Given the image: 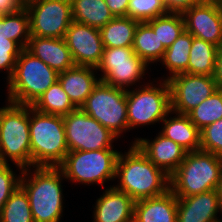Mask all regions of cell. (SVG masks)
Returning a JSON list of instances; mask_svg holds the SVG:
<instances>
[{
    "instance_id": "obj_1",
    "label": "cell",
    "mask_w": 222,
    "mask_h": 222,
    "mask_svg": "<svg viewBox=\"0 0 222 222\" xmlns=\"http://www.w3.org/2000/svg\"><path fill=\"white\" fill-rule=\"evenodd\" d=\"M169 177L132 144L127 153L119 154L115 175L119 184L114 187L137 201L164 194L170 189Z\"/></svg>"
},
{
    "instance_id": "obj_2",
    "label": "cell",
    "mask_w": 222,
    "mask_h": 222,
    "mask_svg": "<svg viewBox=\"0 0 222 222\" xmlns=\"http://www.w3.org/2000/svg\"><path fill=\"white\" fill-rule=\"evenodd\" d=\"M23 169L20 186L25 190L34 222H60L63 213L64 174L59 167ZM31 174V175H30ZM29 175V176H28ZM28 176V177H27Z\"/></svg>"
},
{
    "instance_id": "obj_3",
    "label": "cell",
    "mask_w": 222,
    "mask_h": 222,
    "mask_svg": "<svg viewBox=\"0 0 222 222\" xmlns=\"http://www.w3.org/2000/svg\"><path fill=\"white\" fill-rule=\"evenodd\" d=\"M32 167H58L68 150L63 116L44 114L29 105Z\"/></svg>"
},
{
    "instance_id": "obj_4",
    "label": "cell",
    "mask_w": 222,
    "mask_h": 222,
    "mask_svg": "<svg viewBox=\"0 0 222 222\" xmlns=\"http://www.w3.org/2000/svg\"><path fill=\"white\" fill-rule=\"evenodd\" d=\"M222 171V157L197 150L187 152L170 175V190L176 197H188L216 189Z\"/></svg>"
},
{
    "instance_id": "obj_5",
    "label": "cell",
    "mask_w": 222,
    "mask_h": 222,
    "mask_svg": "<svg viewBox=\"0 0 222 222\" xmlns=\"http://www.w3.org/2000/svg\"><path fill=\"white\" fill-rule=\"evenodd\" d=\"M8 160L21 172L32 166L29 105L9 101L0 108V163L8 164Z\"/></svg>"
},
{
    "instance_id": "obj_6",
    "label": "cell",
    "mask_w": 222,
    "mask_h": 222,
    "mask_svg": "<svg viewBox=\"0 0 222 222\" xmlns=\"http://www.w3.org/2000/svg\"><path fill=\"white\" fill-rule=\"evenodd\" d=\"M58 76L57 71L25 48L17 58L13 74L7 81V101L32 106L49 87L58 81Z\"/></svg>"
},
{
    "instance_id": "obj_7",
    "label": "cell",
    "mask_w": 222,
    "mask_h": 222,
    "mask_svg": "<svg viewBox=\"0 0 222 222\" xmlns=\"http://www.w3.org/2000/svg\"><path fill=\"white\" fill-rule=\"evenodd\" d=\"M120 152L113 149L69 151L58 166L64 179L82 184H101L113 180Z\"/></svg>"
},
{
    "instance_id": "obj_8",
    "label": "cell",
    "mask_w": 222,
    "mask_h": 222,
    "mask_svg": "<svg viewBox=\"0 0 222 222\" xmlns=\"http://www.w3.org/2000/svg\"><path fill=\"white\" fill-rule=\"evenodd\" d=\"M80 108L106 127L117 139L122 132L129 130L125 89L99 81Z\"/></svg>"
},
{
    "instance_id": "obj_9",
    "label": "cell",
    "mask_w": 222,
    "mask_h": 222,
    "mask_svg": "<svg viewBox=\"0 0 222 222\" xmlns=\"http://www.w3.org/2000/svg\"><path fill=\"white\" fill-rule=\"evenodd\" d=\"M126 103L129 130L161 122L171 111L169 83L163 79L158 87L154 83H147L137 90L127 89Z\"/></svg>"
},
{
    "instance_id": "obj_10",
    "label": "cell",
    "mask_w": 222,
    "mask_h": 222,
    "mask_svg": "<svg viewBox=\"0 0 222 222\" xmlns=\"http://www.w3.org/2000/svg\"><path fill=\"white\" fill-rule=\"evenodd\" d=\"M69 151L113 149L117 137L81 108L63 116Z\"/></svg>"
},
{
    "instance_id": "obj_11",
    "label": "cell",
    "mask_w": 222,
    "mask_h": 222,
    "mask_svg": "<svg viewBox=\"0 0 222 222\" xmlns=\"http://www.w3.org/2000/svg\"><path fill=\"white\" fill-rule=\"evenodd\" d=\"M148 65L132 47H104L102 59L96 70L102 71L100 81L127 90L143 79Z\"/></svg>"
},
{
    "instance_id": "obj_12",
    "label": "cell",
    "mask_w": 222,
    "mask_h": 222,
    "mask_svg": "<svg viewBox=\"0 0 222 222\" xmlns=\"http://www.w3.org/2000/svg\"><path fill=\"white\" fill-rule=\"evenodd\" d=\"M27 11L31 36L64 38L73 22L70 0H39Z\"/></svg>"
},
{
    "instance_id": "obj_13",
    "label": "cell",
    "mask_w": 222,
    "mask_h": 222,
    "mask_svg": "<svg viewBox=\"0 0 222 222\" xmlns=\"http://www.w3.org/2000/svg\"><path fill=\"white\" fill-rule=\"evenodd\" d=\"M167 81L170 87L171 111L179 114L187 115L218 89L214 76L181 73Z\"/></svg>"
},
{
    "instance_id": "obj_14",
    "label": "cell",
    "mask_w": 222,
    "mask_h": 222,
    "mask_svg": "<svg viewBox=\"0 0 222 222\" xmlns=\"http://www.w3.org/2000/svg\"><path fill=\"white\" fill-rule=\"evenodd\" d=\"M64 40L76 66L97 68L104 52L100 29L73 21Z\"/></svg>"
},
{
    "instance_id": "obj_15",
    "label": "cell",
    "mask_w": 222,
    "mask_h": 222,
    "mask_svg": "<svg viewBox=\"0 0 222 222\" xmlns=\"http://www.w3.org/2000/svg\"><path fill=\"white\" fill-rule=\"evenodd\" d=\"M185 30L193 37L222 46V11L219 2L195 4L183 13Z\"/></svg>"
},
{
    "instance_id": "obj_16",
    "label": "cell",
    "mask_w": 222,
    "mask_h": 222,
    "mask_svg": "<svg viewBox=\"0 0 222 222\" xmlns=\"http://www.w3.org/2000/svg\"><path fill=\"white\" fill-rule=\"evenodd\" d=\"M132 144H136L155 166L161 168L169 176L179 167L187 153L182 146L160 132L152 141L136 138Z\"/></svg>"
},
{
    "instance_id": "obj_17",
    "label": "cell",
    "mask_w": 222,
    "mask_h": 222,
    "mask_svg": "<svg viewBox=\"0 0 222 222\" xmlns=\"http://www.w3.org/2000/svg\"><path fill=\"white\" fill-rule=\"evenodd\" d=\"M216 189L188 197H177L176 222H222ZM221 220V221H220Z\"/></svg>"
},
{
    "instance_id": "obj_18",
    "label": "cell",
    "mask_w": 222,
    "mask_h": 222,
    "mask_svg": "<svg viewBox=\"0 0 222 222\" xmlns=\"http://www.w3.org/2000/svg\"><path fill=\"white\" fill-rule=\"evenodd\" d=\"M104 192L95 203L93 222H133L135 201L114 185Z\"/></svg>"
},
{
    "instance_id": "obj_19",
    "label": "cell",
    "mask_w": 222,
    "mask_h": 222,
    "mask_svg": "<svg viewBox=\"0 0 222 222\" xmlns=\"http://www.w3.org/2000/svg\"><path fill=\"white\" fill-rule=\"evenodd\" d=\"M26 49L58 73L75 66L64 38L31 36Z\"/></svg>"
},
{
    "instance_id": "obj_20",
    "label": "cell",
    "mask_w": 222,
    "mask_h": 222,
    "mask_svg": "<svg viewBox=\"0 0 222 222\" xmlns=\"http://www.w3.org/2000/svg\"><path fill=\"white\" fill-rule=\"evenodd\" d=\"M177 197L169 189L164 194L135 201L133 222H176Z\"/></svg>"
},
{
    "instance_id": "obj_21",
    "label": "cell",
    "mask_w": 222,
    "mask_h": 222,
    "mask_svg": "<svg viewBox=\"0 0 222 222\" xmlns=\"http://www.w3.org/2000/svg\"><path fill=\"white\" fill-rule=\"evenodd\" d=\"M96 68L90 66H74L59 73L58 81L68 94L72 103L80 108L98 84L100 78L95 77Z\"/></svg>"
},
{
    "instance_id": "obj_22",
    "label": "cell",
    "mask_w": 222,
    "mask_h": 222,
    "mask_svg": "<svg viewBox=\"0 0 222 222\" xmlns=\"http://www.w3.org/2000/svg\"><path fill=\"white\" fill-rule=\"evenodd\" d=\"M169 114L174 112L170 111L162 120L164 126L160 133L182 146L187 152L200 150V130L190 121L189 116L175 113V116L169 117Z\"/></svg>"
},
{
    "instance_id": "obj_23",
    "label": "cell",
    "mask_w": 222,
    "mask_h": 222,
    "mask_svg": "<svg viewBox=\"0 0 222 222\" xmlns=\"http://www.w3.org/2000/svg\"><path fill=\"white\" fill-rule=\"evenodd\" d=\"M74 22L101 29L114 18L105 0H70Z\"/></svg>"
},
{
    "instance_id": "obj_24",
    "label": "cell",
    "mask_w": 222,
    "mask_h": 222,
    "mask_svg": "<svg viewBox=\"0 0 222 222\" xmlns=\"http://www.w3.org/2000/svg\"><path fill=\"white\" fill-rule=\"evenodd\" d=\"M138 23L130 17H114L100 29L104 47H132Z\"/></svg>"
},
{
    "instance_id": "obj_25",
    "label": "cell",
    "mask_w": 222,
    "mask_h": 222,
    "mask_svg": "<svg viewBox=\"0 0 222 222\" xmlns=\"http://www.w3.org/2000/svg\"><path fill=\"white\" fill-rule=\"evenodd\" d=\"M132 48L147 65L161 61L166 50L157 34L146 22L138 23Z\"/></svg>"
},
{
    "instance_id": "obj_26",
    "label": "cell",
    "mask_w": 222,
    "mask_h": 222,
    "mask_svg": "<svg viewBox=\"0 0 222 222\" xmlns=\"http://www.w3.org/2000/svg\"><path fill=\"white\" fill-rule=\"evenodd\" d=\"M218 49L210 42L193 37L188 74L214 76Z\"/></svg>"
},
{
    "instance_id": "obj_27",
    "label": "cell",
    "mask_w": 222,
    "mask_h": 222,
    "mask_svg": "<svg viewBox=\"0 0 222 222\" xmlns=\"http://www.w3.org/2000/svg\"><path fill=\"white\" fill-rule=\"evenodd\" d=\"M193 36L184 30L180 36L166 48L160 61L171 74L166 78L168 80L177 74L188 73L189 54L192 45Z\"/></svg>"
},
{
    "instance_id": "obj_28",
    "label": "cell",
    "mask_w": 222,
    "mask_h": 222,
    "mask_svg": "<svg viewBox=\"0 0 222 222\" xmlns=\"http://www.w3.org/2000/svg\"><path fill=\"white\" fill-rule=\"evenodd\" d=\"M32 107L41 113L61 115L71 113L77 107L72 103L68 94L62 88L59 81L49 87L32 105Z\"/></svg>"
},
{
    "instance_id": "obj_29",
    "label": "cell",
    "mask_w": 222,
    "mask_h": 222,
    "mask_svg": "<svg viewBox=\"0 0 222 222\" xmlns=\"http://www.w3.org/2000/svg\"><path fill=\"white\" fill-rule=\"evenodd\" d=\"M0 37L16 41L23 49L27 48L30 34V20L27 9L0 16Z\"/></svg>"
},
{
    "instance_id": "obj_30",
    "label": "cell",
    "mask_w": 222,
    "mask_h": 222,
    "mask_svg": "<svg viewBox=\"0 0 222 222\" xmlns=\"http://www.w3.org/2000/svg\"><path fill=\"white\" fill-rule=\"evenodd\" d=\"M157 34L159 41L168 48L185 30L182 13L169 12L146 22Z\"/></svg>"
},
{
    "instance_id": "obj_31",
    "label": "cell",
    "mask_w": 222,
    "mask_h": 222,
    "mask_svg": "<svg viewBox=\"0 0 222 222\" xmlns=\"http://www.w3.org/2000/svg\"><path fill=\"white\" fill-rule=\"evenodd\" d=\"M190 121L199 129L222 118V89H217L187 114Z\"/></svg>"
},
{
    "instance_id": "obj_32",
    "label": "cell",
    "mask_w": 222,
    "mask_h": 222,
    "mask_svg": "<svg viewBox=\"0 0 222 222\" xmlns=\"http://www.w3.org/2000/svg\"><path fill=\"white\" fill-rule=\"evenodd\" d=\"M0 222H34L28 196L20 185L3 205Z\"/></svg>"
},
{
    "instance_id": "obj_33",
    "label": "cell",
    "mask_w": 222,
    "mask_h": 222,
    "mask_svg": "<svg viewBox=\"0 0 222 222\" xmlns=\"http://www.w3.org/2000/svg\"><path fill=\"white\" fill-rule=\"evenodd\" d=\"M167 13L165 0H129L126 17L143 23Z\"/></svg>"
},
{
    "instance_id": "obj_34",
    "label": "cell",
    "mask_w": 222,
    "mask_h": 222,
    "mask_svg": "<svg viewBox=\"0 0 222 222\" xmlns=\"http://www.w3.org/2000/svg\"><path fill=\"white\" fill-rule=\"evenodd\" d=\"M200 150L222 157V118L200 130Z\"/></svg>"
},
{
    "instance_id": "obj_35",
    "label": "cell",
    "mask_w": 222,
    "mask_h": 222,
    "mask_svg": "<svg viewBox=\"0 0 222 222\" xmlns=\"http://www.w3.org/2000/svg\"><path fill=\"white\" fill-rule=\"evenodd\" d=\"M23 48L13 40L7 37H0V70L7 71V81L13 74L16 66V60L19 57Z\"/></svg>"
},
{
    "instance_id": "obj_36",
    "label": "cell",
    "mask_w": 222,
    "mask_h": 222,
    "mask_svg": "<svg viewBox=\"0 0 222 222\" xmlns=\"http://www.w3.org/2000/svg\"><path fill=\"white\" fill-rule=\"evenodd\" d=\"M9 164L0 163V211L20 185L21 175H15Z\"/></svg>"
},
{
    "instance_id": "obj_37",
    "label": "cell",
    "mask_w": 222,
    "mask_h": 222,
    "mask_svg": "<svg viewBox=\"0 0 222 222\" xmlns=\"http://www.w3.org/2000/svg\"><path fill=\"white\" fill-rule=\"evenodd\" d=\"M209 0H165L168 12L183 13L195 4L203 3Z\"/></svg>"
},
{
    "instance_id": "obj_38",
    "label": "cell",
    "mask_w": 222,
    "mask_h": 222,
    "mask_svg": "<svg viewBox=\"0 0 222 222\" xmlns=\"http://www.w3.org/2000/svg\"><path fill=\"white\" fill-rule=\"evenodd\" d=\"M114 17H126L129 0H105Z\"/></svg>"
},
{
    "instance_id": "obj_39",
    "label": "cell",
    "mask_w": 222,
    "mask_h": 222,
    "mask_svg": "<svg viewBox=\"0 0 222 222\" xmlns=\"http://www.w3.org/2000/svg\"><path fill=\"white\" fill-rule=\"evenodd\" d=\"M22 8L16 0H0V16L17 13Z\"/></svg>"
},
{
    "instance_id": "obj_40",
    "label": "cell",
    "mask_w": 222,
    "mask_h": 222,
    "mask_svg": "<svg viewBox=\"0 0 222 222\" xmlns=\"http://www.w3.org/2000/svg\"><path fill=\"white\" fill-rule=\"evenodd\" d=\"M214 79L217 82L218 88L222 89V46L217 53Z\"/></svg>"
},
{
    "instance_id": "obj_41",
    "label": "cell",
    "mask_w": 222,
    "mask_h": 222,
    "mask_svg": "<svg viewBox=\"0 0 222 222\" xmlns=\"http://www.w3.org/2000/svg\"><path fill=\"white\" fill-rule=\"evenodd\" d=\"M22 9H27L28 7L34 5L39 0H16Z\"/></svg>"
},
{
    "instance_id": "obj_42",
    "label": "cell",
    "mask_w": 222,
    "mask_h": 222,
    "mask_svg": "<svg viewBox=\"0 0 222 222\" xmlns=\"http://www.w3.org/2000/svg\"><path fill=\"white\" fill-rule=\"evenodd\" d=\"M216 191L219 197V204H220V209H221V214H222V171H221V177H220L219 183L216 187Z\"/></svg>"
},
{
    "instance_id": "obj_43",
    "label": "cell",
    "mask_w": 222,
    "mask_h": 222,
    "mask_svg": "<svg viewBox=\"0 0 222 222\" xmlns=\"http://www.w3.org/2000/svg\"><path fill=\"white\" fill-rule=\"evenodd\" d=\"M219 5H220L221 11H222V0L219 2Z\"/></svg>"
}]
</instances>
